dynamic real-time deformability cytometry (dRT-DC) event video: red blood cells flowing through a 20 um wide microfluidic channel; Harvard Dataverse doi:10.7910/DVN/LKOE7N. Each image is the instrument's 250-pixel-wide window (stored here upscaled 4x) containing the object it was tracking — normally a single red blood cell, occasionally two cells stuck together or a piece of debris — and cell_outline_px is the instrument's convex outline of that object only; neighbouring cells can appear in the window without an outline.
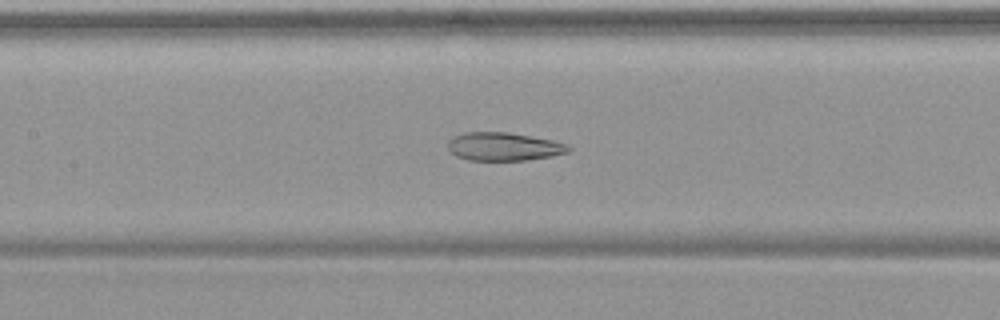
{"species": "common noctule bat (a hibernating species)", "species_latin": "Nyctalus noctula", "temperature_condition": "warm", "stored_images_in_passage": 54, "camera_frame_rate_fps": 3000, "um_per_image_px": 0.085, "animal": {"sex": "female", "body_mass_g": 19.9}, "frame": {"image": 1, "passage_image": 26, "time_ms": 8.333, "image_size_px": [1000, 320], "cell_outline_px": [[572, 148], [568, 152], [552, 156], [528, 160], [468, 160], [456, 156], [448, 148], [448, 140], [452, 136], [464, 132], [508, 132], [552, 140], [568, 144]], "centroid_in_image_um": [42.81, 12.45], "position_along_channel_um": 164.6, "area_um2": 19.94}}
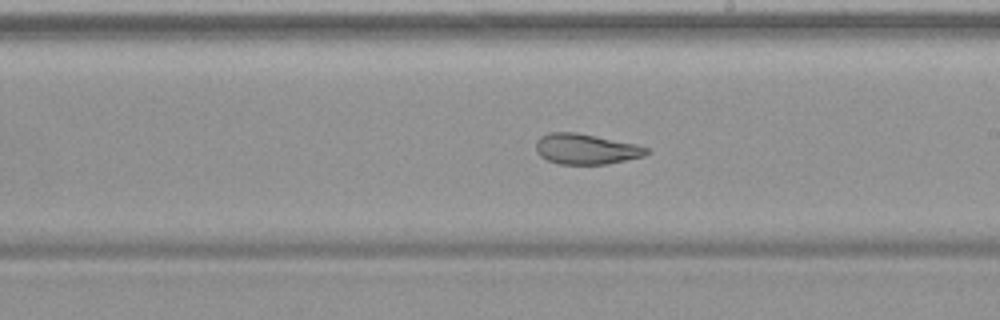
{"frame": {"image": 2, "passage_image": 32, "time_ms": 10.333, "image_size_px": [1000, 320], "cell_outline_px": [[652, 152], [644, 156], [608, 164], [560, 164], [548, 160], [540, 156], [536, 152], [536, 140], [540, 136], [548, 132], [576, 132], [636, 144], [648, 148]], "centroid_in_image_um": [49.81, 12.66], "position_along_channel_um": 239.2, "area_um2": 19.77}}
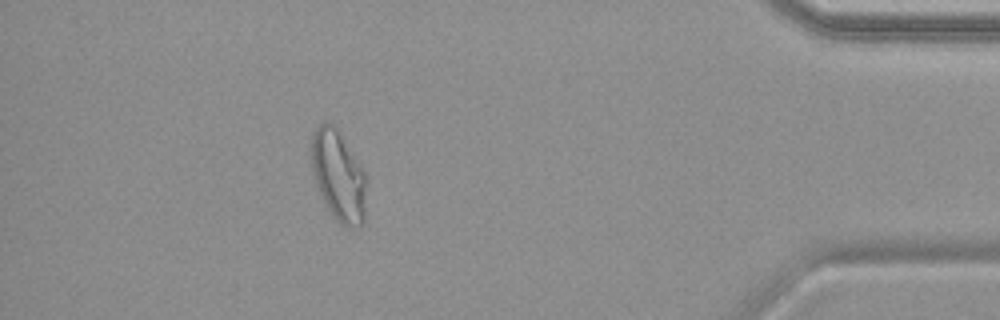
{"frame": {"image": 3, "passage_image": 49, "time_ms": 16.0, "image_size_px": [1000, 320], "cell_outline_px": [[364, 224], [360, 228], [348, 228], [340, 224], [336, 220], [324, 204], [312, 176], [308, 148], [312, 132], [324, 120], [328, 120], [336, 128], [364, 172]], "centroid_in_image_um": [28.67, 14.94], "position_along_channel_um": 406.5, "area_um2": 29.36}, "authors_computed_cell_mechanics": {"area_um2": 27.2527, "velocity_mm_per_s": 3.7494, "shape_relaxation_time_tau1_ms": null, "shape_relaxation_time_tau2_ms": 1.5884, "deformation_change_tau1": null, "deformation_change_tau2": 0.0844}}